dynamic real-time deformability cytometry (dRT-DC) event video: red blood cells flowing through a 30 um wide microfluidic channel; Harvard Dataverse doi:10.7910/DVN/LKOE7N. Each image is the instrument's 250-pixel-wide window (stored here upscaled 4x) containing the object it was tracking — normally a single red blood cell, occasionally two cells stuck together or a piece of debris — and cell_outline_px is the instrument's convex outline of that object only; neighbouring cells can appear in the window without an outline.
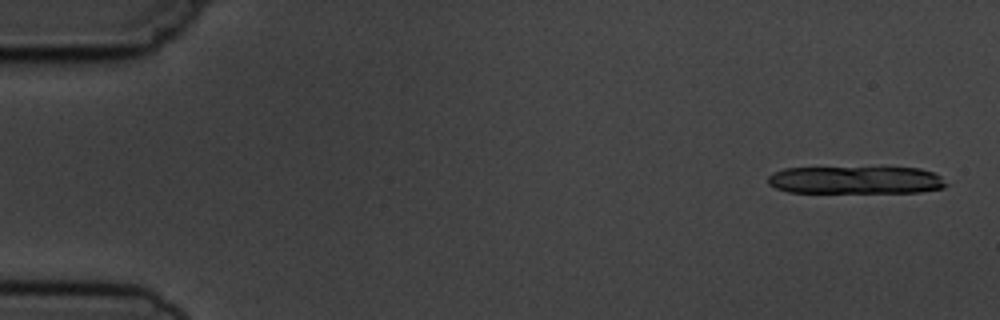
{"species": "common noctule bat (a hibernating species)", "species_latin": "Nyctalus noctula", "temperature_condition": "cold", "stored_images_in_passage": 5, "camera_frame_rate_fps": 3000, "um_per_image_px": 0.085, "animal": {"sex": "male", "body_mass_g": 19.5, "forearm_length_mm": 54.6}, "frame": {"image": 1, "passage_image": 1, "time_ms": 0.0, "image_size_px": [1000, 320], "cell_outline_px": [[948, 184], [944, 188], [920, 192], [788, 192], [776, 188], [768, 184], [768, 176], [784, 168], [920, 168], [932, 172], [940, 176]], "centroid_in_image_um": [72.75, 15.31], "position_along_channel_um": 12.2, "area_um2": 28.5}}